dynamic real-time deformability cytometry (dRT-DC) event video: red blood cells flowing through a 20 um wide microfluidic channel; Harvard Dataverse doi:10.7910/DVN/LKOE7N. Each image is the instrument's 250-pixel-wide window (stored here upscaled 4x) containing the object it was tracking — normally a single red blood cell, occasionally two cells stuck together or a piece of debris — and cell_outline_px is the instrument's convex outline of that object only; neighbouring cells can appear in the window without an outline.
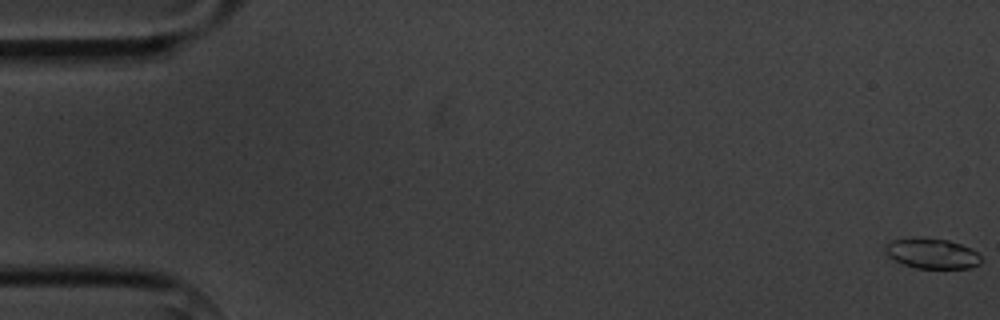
{"species": "common noctule bat (a hibernating species)", "species_latin": "Nyctalus noctula", "temperature_condition": "cold", "stored_images_in_passage": 11, "camera_frame_rate_fps": 3000, "um_per_image_px": 0.085, "animal": {"sex": "male", "body_mass_g": 20.1, "forearm_length_mm": 53.5}, "frame": {"image": 1, "passage_image": 1, "time_ms": 0.0, "image_size_px": [1000, 320], "cell_outline_px": [[980, 264], [968, 268], [916, 268], [904, 264], [888, 256], [884, 252], [884, 248], [892, 240], [920, 236], [948, 240], [960, 244], [976, 252], [980, 256]], "centroid_in_image_um": [79.19, 21.53], "position_along_channel_um": 5.8, "area_um2": 16.82}}
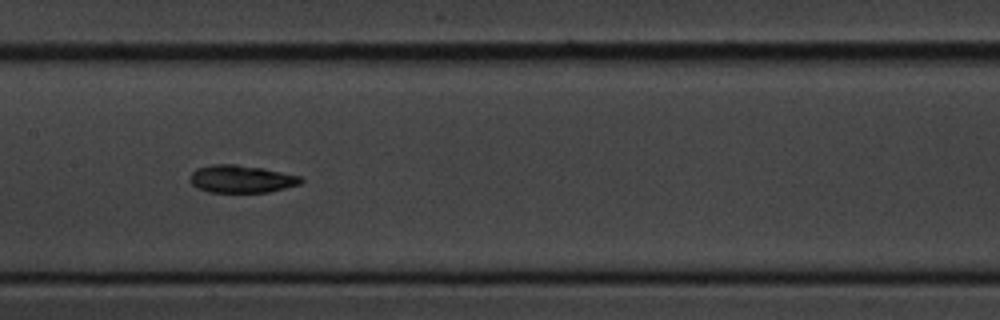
{"frame": {"image": 2, "passage_image": 8, "time_ms": 9.0, "image_size_px": [1000, 320], "cell_outline_px": [[304, 180], [300, 184], [268, 192], [208, 192], [196, 188], [188, 180], [192, 172], [196, 168], [212, 164], [236, 164], [264, 168], [304, 176]], "centroid_in_image_um": [20.52, 15.2], "position_along_channel_um": 186.9, "area_um2": 18.15}}
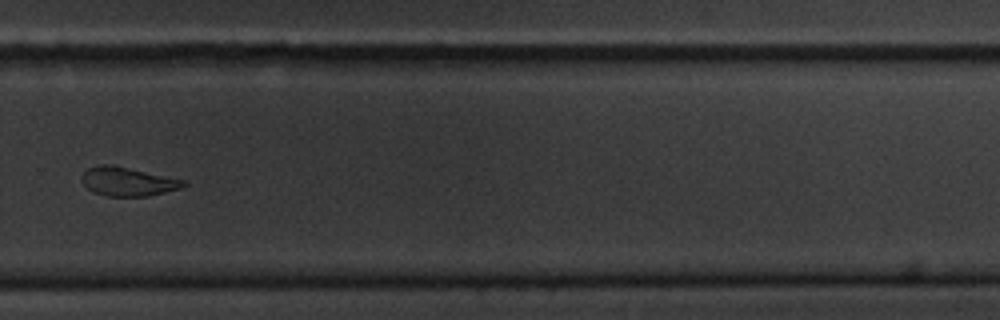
{"frame": {"image": 3, "passage_image": 11, "time_ms": 12.667, "image_size_px": [1000, 320], "cell_outline_px": [[188, 184], [180, 188], [148, 196], [108, 196], [92, 192], [84, 184], [80, 176], [88, 168], [100, 164], [112, 164], [188, 180]], "centroid_in_image_um": [10.88, 15.42], "position_along_channel_um": 318.9, "area_um2": 17.28}}